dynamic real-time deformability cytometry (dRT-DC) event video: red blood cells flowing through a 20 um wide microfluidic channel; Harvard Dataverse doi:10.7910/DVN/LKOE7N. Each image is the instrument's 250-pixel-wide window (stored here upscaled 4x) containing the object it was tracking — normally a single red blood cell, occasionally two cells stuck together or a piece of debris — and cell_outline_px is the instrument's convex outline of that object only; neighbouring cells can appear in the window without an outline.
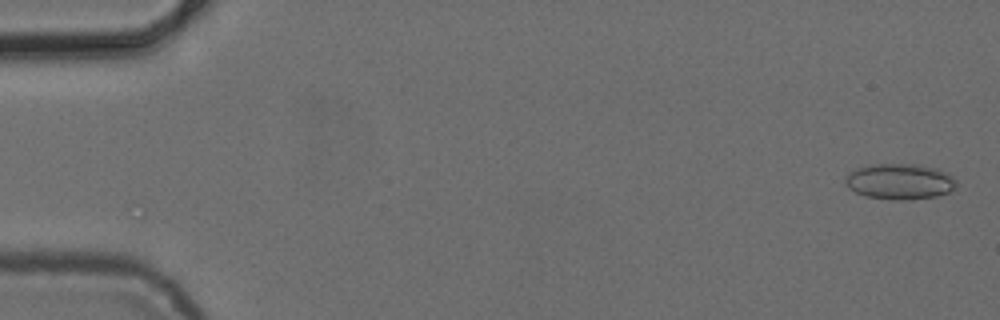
{"species": "common noctule bat (a hibernating species)", "species_latin": "Nyctalus noctula", "temperature_condition": "cold", "stored_images_in_passage": 5, "camera_frame_rate_fps": 3000, "um_per_image_px": 0.085, "animal": {"sex": "female", "body_mass_g": 24.6, "forearm_length_mm": 56.2}, "frame": {"image": 1, "passage_image": 1, "time_ms": 0.0, "image_size_px": [1000, 320], "cell_outline_px": [[956, 188], [948, 192], [936, 196], [908, 200], [892, 200], [864, 196], [848, 188], [844, 184], [844, 180], [856, 168], [872, 164], [920, 164], [936, 168], [948, 172], [956, 180]], "centroid_in_image_um": [76.5, 15.43], "position_along_channel_um": 8.5, "area_um2": 23.35}}
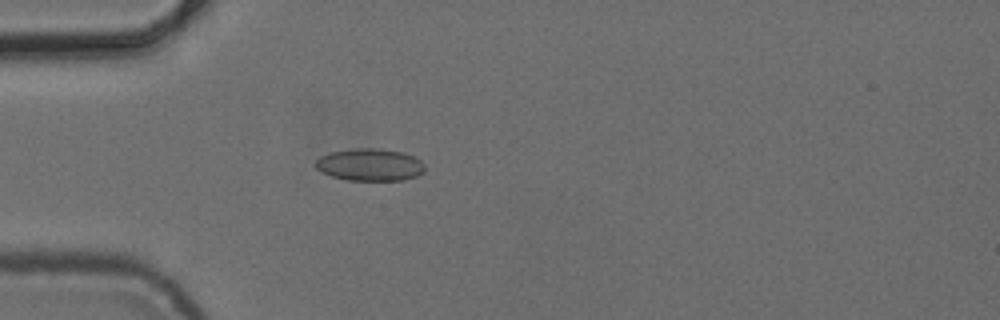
{"frame": {"image": 2, "passage_image": 5, "time_ms": 4.667, "image_size_px": [1000, 320], "cell_outline_px": [[424, 172], [416, 176], [400, 180], [348, 180], [332, 176], [320, 172], [316, 168], [316, 160], [320, 156], [332, 152], [352, 148], [376, 148], [404, 152], [420, 160], [424, 164]], "centroid_in_image_um": [31.43, 14.0], "position_along_channel_um": 53.6, "area_um2": 20.52}}